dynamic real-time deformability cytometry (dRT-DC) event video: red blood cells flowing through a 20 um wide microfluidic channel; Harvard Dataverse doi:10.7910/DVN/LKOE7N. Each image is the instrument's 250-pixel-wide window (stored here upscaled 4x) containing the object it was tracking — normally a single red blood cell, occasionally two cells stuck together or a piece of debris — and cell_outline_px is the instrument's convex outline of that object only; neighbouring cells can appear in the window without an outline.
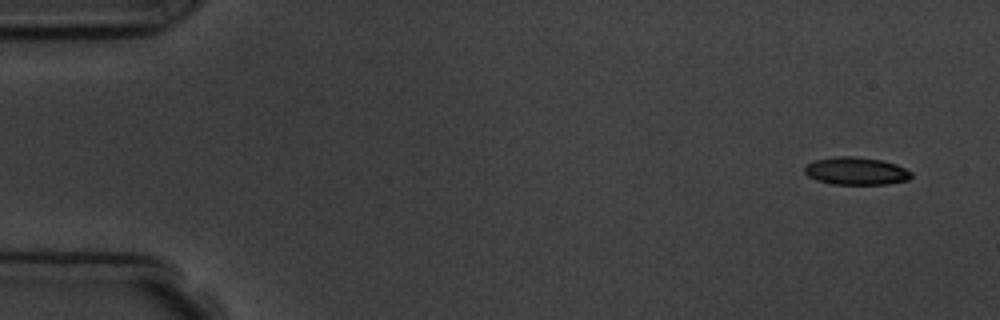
{"species": "common noctule bat (a hibernating species)", "species_latin": "Nyctalus noctula", "temperature_condition": "room temperature", "stored_images_in_passage": 7, "camera_frame_rate_fps": 3000, "um_per_image_px": 0.085, "animal": {"sex": "male", "body_mass_g": 19.5, "forearm_length_mm": 54.6}, "frame": {"image": 1, "passage_image": 1, "time_ms": 0.0, "image_size_px": [1000, 320], "cell_outline_px": [[912, 176], [908, 180], [888, 184], [832, 184], [816, 180], [808, 176], [804, 172], [804, 168], [808, 164], [816, 160], [836, 156], [856, 156], [880, 160], [896, 164], [912, 172]], "centroid_in_image_um": [72.77, 14.54], "position_along_channel_um": 12.2, "area_um2": 17.17}}
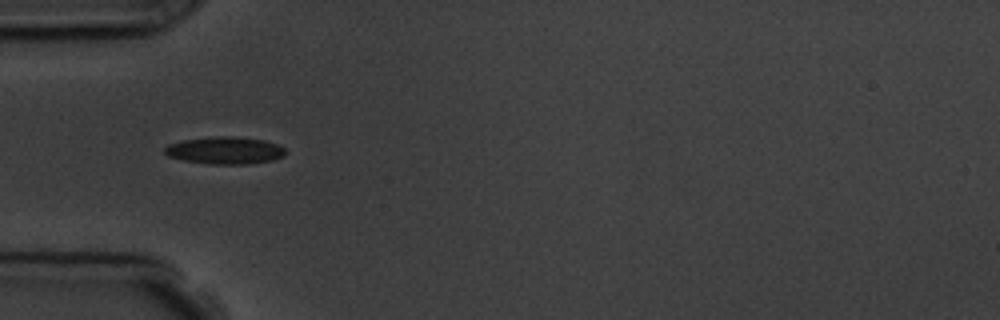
{"frame": {"image": 2, "passage_image": 5, "time_ms": 4.667, "image_size_px": [1000, 320], "cell_outline_px": [[284, 156], [272, 160], [248, 164], [212, 164], [184, 160], [168, 156], [164, 152], [164, 148], [168, 144], [184, 140], [220, 136], [232, 136], [264, 140], [276, 144], [284, 148]], "centroid_in_image_um": [19.11, 12.79], "position_along_channel_um": 65.9, "area_um2": 18.96}}